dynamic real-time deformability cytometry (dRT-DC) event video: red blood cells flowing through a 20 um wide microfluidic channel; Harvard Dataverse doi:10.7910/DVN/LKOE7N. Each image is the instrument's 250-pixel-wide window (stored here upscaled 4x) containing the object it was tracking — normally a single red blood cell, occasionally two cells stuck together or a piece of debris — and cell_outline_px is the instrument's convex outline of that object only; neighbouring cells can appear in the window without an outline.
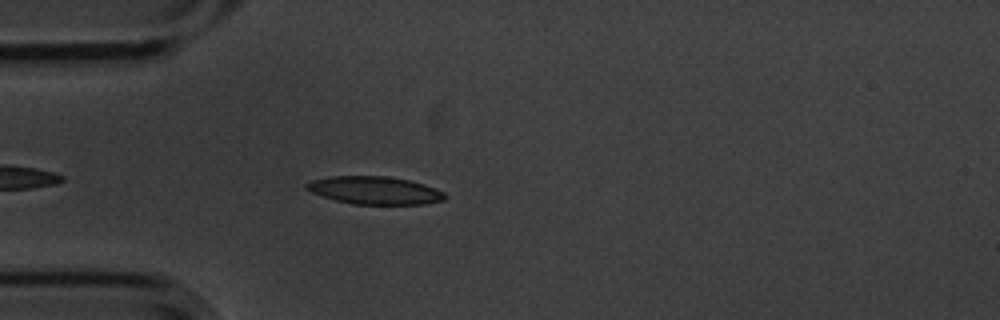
{"species": "common noctule bat (a hibernating species)", "species_latin": "Nyctalus noctula", "temperature_condition": "cold", "stored_images_in_passage": 3, "camera_frame_rate_fps": 3000, "um_per_image_px": 0.085, "animal": {"sex": "male", "body_mass_g": 20.1, "forearm_length_mm": 53.5}, "frame": {"image": 1, "passage_image": 3, "time_ms": 0.667, "image_size_px": [1000, 320], "cell_outline_px": [[448, 196], [444, 200], [424, 204], [352, 204], [336, 200], [312, 192], [304, 188], [304, 184], [312, 180], [332, 176], [388, 176], [408, 180], [424, 184], [444, 192]], "centroid_in_image_um": [31.86, 16.18], "position_along_channel_um": 53.1, "area_um2": 22.37}}